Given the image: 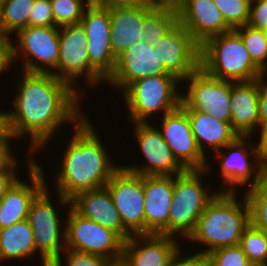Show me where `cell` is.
<instances>
[{
	"label": "cell",
	"mask_w": 267,
	"mask_h": 266,
	"mask_svg": "<svg viewBox=\"0 0 267 266\" xmlns=\"http://www.w3.org/2000/svg\"><path fill=\"white\" fill-rule=\"evenodd\" d=\"M264 34H265V37L267 39V29L263 30Z\"/></svg>",
	"instance_id": "obj_49"
},
{
	"label": "cell",
	"mask_w": 267,
	"mask_h": 266,
	"mask_svg": "<svg viewBox=\"0 0 267 266\" xmlns=\"http://www.w3.org/2000/svg\"><path fill=\"white\" fill-rule=\"evenodd\" d=\"M247 139L251 140L250 137L238 136L233 142L223 147V149L231 151L228 154H224V151L222 153V150L215 152L216 155H220L218 160L221 164V172L219 173L228 188L223 189L220 193H235L236 186L245 185V183L250 184L249 187L252 188L263 178L264 173L257 156L255 143L250 144ZM251 155H254L255 161L249 162L248 156ZM251 178L253 179L250 180Z\"/></svg>",
	"instance_id": "obj_15"
},
{
	"label": "cell",
	"mask_w": 267,
	"mask_h": 266,
	"mask_svg": "<svg viewBox=\"0 0 267 266\" xmlns=\"http://www.w3.org/2000/svg\"><path fill=\"white\" fill-rule=\"evenodd\" d=\"M162 117L158 129L177 161L185 169L208 168L206 154L197 145L187 113L179 106Z\"/></svg>",
	"instance_id": "obj_17"
},
{
	"label": "cell",
	"mask_w": 267,
	"mask_h": 266,
	"mask_svg": "<svg viewBox=\"0 0 267 266\" xmlns=\"http://www.w3.org/2000/svg\"><path fill=\"white\" fill-rule=\"evenodd\" d=\"M29 26L57 27L54 23L50 0H35L29 15Z\"/></svg>",
	"instance_id": "obj_37"
},
{
	"label": "cell",
	"mask_w": 267,
	"mask_h": 266,
	"mask_svg": "<svg viewBox=\"0 0 267 266\" xmlns=\"http://www.w3.org/2000/svg\"><path fill=\"white\" fill-rule=\"evenodd\" d=\"M90 122L84 116L73 126L75 132L61 157L62 168L56 174L55 190L62 207H70L71 200L81 192L104 187L120 167L110 160Z\"/></svg>",
	"instance_id": "obj_2"
},
{
	"label": "cell",
	"mask_w": 267,
	"mask_h": 266,
	"mask_svg": "<svg viewBox=\"0 0 267 266\" xmlns=\"http://www.w3.org/2000/svg\"><path fill=\"white\" fill-rule=\"evenodd\" d=\"M87 35V52L90 66L107 80L115 69V57L110 37L109 7L91 0L84 9L80 21Z\"/></svg>",
	"instance_id": "obj_13"
},
{
	"label": "cell",
	"mask_w": 267,
	"mask_h": 266,
	"mask_svg": "<svg viewBox=\"0 0 267 266\" xmlns=\"http://www.w3.org/2000/svg\"><path fill=\"white\" fill-rule=\"evenodd\" d=\"M59 58L55 76L73 88L85 76L87 84L97 86L105 80L90 66L87 35L81 23L59 27Z\"/></svg>",
	"instance_id": "obj_11"
},
{
	"label": "cell",
	"mask_w": 267,
	"mask_h": 266,
	"mask_svg": "<svg viewBox=\"0 0 267 266\" xmlns=\"http://www.w3.org/2000/svg\"><path fill=\"white\" fill-rule=\"evenodd\" d=\"M200 67L215 78L233 82L266 76L253 63L235 30L213 36L200 45Z\"/></svg>",
	"instance_id": "obj_4"
},
{
	"label": "cell",
	"mask_w": 267,
	"mask_h": 266,
	"mask_svg": "<svg viewBox=\"0 0 267 266\" xmlns=\"http://www.w3.org/2000/svg\"><path fill=\"white\" fill-rule=\"evenodd\" d=\"M71 207L82 217L117 232L124 240L132 235L123 227L106 186L79 193L71 200Z\"/></svg>",
	"instance_id": "obj_23"
},
{
	"label": "cell",
	"mask_w": 267,
	"mask_h": 266,
	"mask_svg": "<svg viewBox=\"0 0 267 266\" xmlns=\"http://www.w3.org/2000/svg\"><path fill=\"white\" fill-rule=\"evenodd\" d=\"M134 134L148 164L122 166L142 176H176L185 168L173 156L172 151L157 126L149 122H136Z\"/></svg>",
	"instance_id": "obj_14"
},
{
	"label": "cell",
	"mask_w": 267,
	"mask_h": 266,
	"mask_svg": "<svg viewBox=\"0 0 267 266\" xmlns=\"http://www.w3.org/2000/svg\"><path fill=\"white\" fill-rule=\"evenodd\" d=\"M178 245L174 236L132 235L124 241L119 266H167Z\"/></svg>",
	"instance_id": "obj_20"
},
{
	"label": "cell",
	"mask_w": 267,
	"mask_h": 266,
	"mask_svg": "<svg viewBox=\"0 0 267 266\" xmlns=\"http://www.w3.org/2000/svg\"><path fill=\"white\" fill-rule=\"evenodd\" d=\"M17 170L0 171V199L6 194L11 186L18 180Z\"/></svg>",
	"instance_id": "obj_44"
},
{
	"label": "cell",
	"mask_w": 267,
	"mask_h": 266,
	"mask_svg": "<svg viewBox=\"0 0 267 266\" xmlns=\"http://www.w3.org/2000/svg\"><path fill=\"white\" fill-rule=\"evenodd\" d=\"M10 147V141H0V171L16 170L20 166Z\"/></svg>",
	"instance_id": "obj_40"
},
{
	"label": "cell",
	"mask_w": 267,
	"mask_h": 266,
	"mask_svg": "<svg viewBox=\"0 0 267 266\" xmlns=\"http://www.w3.org/2000/svg\"><path fill=\"white\" fill-rule=\"evenodd\" d=\"M18 87L10 122L16 139L29 133L31 152L44 149L61 125H76L84 116L78 108L81 90L54 74L23 71Z\"/></svg>",
	"instance_id": "obj_1"
},
{
	"label": "cell",
	"mask_w": 267,
	"mask_h": 266,
	"mask_svg": "<svg viewBox=\"0 0 267 266\" xmlns=\"http://www.w3.org/2000/svg\"><path fill=\"white\" fill-rule=\"evenodd\" d=\"M243 203L236 199L235 193L219 192L206 206L187 238L208 246L198 253L206 256L212 250L240 244L244 231L251 225L250 207L245 195Z\"/></svg>",
	"instance_id": "obj_3"
},
{
	"label": "cell",
	"mask_w": 267,
	"mask_h": 266,
	"mask_svg": "<svg viewBox=\"0 0 267 266\" xmlns=\"http://www.w3.org/2000/svg\"><path fill=\"white\" fill-rule=\"evenodd\" d=\"M175 176H144L145 235H167Z\"/></svg>",
	"instance_id": "obj_21"
},
{
	"label": "cell",
	"mask_w": 267,
	"mask_h": 266,
	"mask_svg": "<svg viewBox=\"0 0 267 266\" xmlns=\"http://www.w3.org/2000/svg\"><path fill=\"white\" fill-rule=\"evenodd\" d=\"M162 74L168 73L160 63L159 48L139 40L117 57L115 69L106 82L123 92L137 80Z\"/></svg>",
	"instance_id": "obj_18"
},
{
	"label": "cell",
	"mask_w": 267,
	"mask_h": 266,
	"mask_svg": "<svg viewBox=\"0 0 267 266\" xmlns=\"http://www.w3.org/2000/svg\"><path fill=\"white\" fill-rule=\"evenodd\" d=\"M185 112L190 120L197 145L204 154V145L210 149L212 148L214 152H216L222 150L223 147L230 144L238 137L233 131L230 122L218 120L205 112Z\"/></svg>",
	"instance_id": "obj_26"
},
{
	"label": "cell",
	"mask_w": 267,
	"mask_h": 266,
	"mask_svg": "<svg viewBox=\"0 0 267 266\" xmlns=\"http://www.w3.org/2000/svg\"><path fill=\"white\" fill-rule=\"evenodd\" d=\"M213 2L232 30L248 23L251 0H213Z\"/></svg>",
	"instance_id": "obj_34"
},
{
	"label": "cell",
	"mask_w": 267,
	"mask_h": 266,
	"mask_svg": "<svg viewBox=\"0 0 267 266\" xmlns=\"http://www.w3.org/2000/svg\"><path fill=\"white\" fill-rule=\"evenodd\" d=\"M260 78L252 81H231V126L241 137H251L259 127L258 96ZM255 131V132H254Z\"/></svg>",
	"instance_id": "obj_24"
},
{
	"label": "cell",
	"mask_w": 267,
	"mask_h": 266,
	"mask_svg": "<svg viewBox=\"0 0 267 266\" xmlns=\"http://www.w3.org/2000/svg\"><path fill=\"white\" fill-rule=\"evenodd\" d=\"M178 82L174 76L162 74L131 83L123 91L131 123L149 122L147 118L157 112L164 115L177 109L181 103Z\"/></svg>",
	"instance_id": "obj_6"
},
{
	"label": "cell",
	"mask_w": 267,
	"mask_h": 266,
	"mask_svg": "<svg viewBox=\"0 0 267 266\" xmlns=\"http://www.w3.org/2000/svg\"><path fill=\"white\" fill-rule=\"evenodd\" d=\"M247 24L254 28L267 29V0H251Z\"/></svg>",
	"instance_id": "obj_38"
},
{
	"label": "cell",
	"mask_w": 267,
	"mask_h": 266,
	"mask_svg": "<svg viewBox=\"0 0 267 266\" xmlns=\"http://www.w3.org/2000/svg\"><path fill=\"white\" fill-rule=\"evenodd\" d=\"M250 263L267 265V235L250 225L239 244Z\"/></svg>",
	"instance_id": "obj_32"
},
{
	"label": "cell",
	"mask_w": 267,
	"mask_h": 266,
	"mask_svg": "<svg viewBox=\"0 0 267 266\" xmlns=\"http://www.w3.org/2000/svg\"><path fill=\"white\" fill-rule=\"evenodd\" d=\"M205 169H185L174 178V189L168 217V236L183 235L185 240L194 231L199 217L219 191L204 189L201 176Z\"/></svg>",
	"instance_id": "obj_5"
},
{
	"label": "cell",
	"mask_w": 267,
	"mask_h": 266,
	"mask_svg": "<svg viewBox=\"0 0 267 266\" xmlns=\"http://www.w3.org/2000/svg\"><path fill=\"white\" fill-rule=\"evenodd\" d=\"M183 2L184 0H145V7L178 11L183 5Z\"/></svg>",
	"instance_id": "obj_46"
},
{
	"label": "cell",
	"mask_w": 267,
	"mask_h": 266,
	"mask_svg": "<svg viewBox=\"0 0 267 266\" xmlns=\"http://www.w3.org/2000/svg\"><path fill=\"white\" fill-rule=\"evenodd\" d=\"M131 235H145L144 176L120 166L105 185Z\"/></svg>",
	"instance_id": "obj_12"
},
{
	"label": "cell",
	"mask_w": 267,
	"mask_h": 266,
	"mask_svg": "<svg viewBox=\"0 0 267 266\" xmlns=\"http://www.w3.org/2000/svg\"><path fill=\"white\" fill-rule=\"evenodd\" d=\"M179 249L175 255L171 258L167 266H207L206 256L201 253L193 255H183Z\"/></svg>",
	"instance_id": "obj_39"
},
{
	"label": "cell",
	"mask_w": 267,
	"mask_h": 266,
	"mask_svg": "<svg viewBox=\"0 0 267 266\" xmlns=\"http://www.w3.org/2000/svg\"><path fill=\"white\" fill-rule=\"evenodd\" d=\"M29 157L27 168L31 184L18 179L0 199V229L27 219L31 201L47 186L44 169L33 157Z\"/></svg>",
	"instance_id": "obj_19"
},
{
	"label": "cell",
	"mask_w": 267,
	"mask_h": 266,
	"mask_svg": "<svg viewBox=\"0 0 267 266\" xmlns=\"http://www.w3.org/2000/svg\"><path fill=\"white\" fill-rule=\"evenodd\" d=\"M64 252L66 266H114L109 260L99 255L81 253L70 249H65ZM62 258V255L59 256L50 266H64Z\"/></svg>",
	"instance_id": "obj_36"
},
{
	"label": "cell",
	"mask_w": 267,
	"mask_h": 266,
	"mask_svg": "<svg viewBox=\"0 0 267 266\" xmlns=\"http://www.w3.org/2000/svg\"><path fill=\"white\" fill-rule=\"evenodd\" d=\"M249 266H267L266 264H254V263H251Z\"/></svg>",
	"instance_id": "obj_48"
},
{
	"label": "cell",
	"mask_w": 267,
	"mask_h": 266,
	"mask_svg": "<svg viewBox=\"0 0 267 266\" xmlns=\"http://www.w3.org/2000/svg\"><path fill=\"white\" fill-rule=\"evenodd\" d=\"M255 146L262 171L267 175V127L260 129V140Z\"/></svg>",
	"instance_id": "obj_43"
},
{
	"label": "cell",
	"mask_w": 267,
	"mask_h": 266,
	"mask_svg": "<svg viewBox=\"0 0 267 266\" xmlns=\"http://www.w3.org/2000/svg\"><path fill=\"white\" fill-rule=\"evenodd\" d=\"M156 48L161 65L180 83L200 67V45L179 22L159 40Z\"/></svg>",
	"instance_id": "obj_16"
},
{
	"label": "cell",
	"mask_w": 267,
	"mask_h": 266,
	"mask_svg": "<svg viewBox=\"0 0 267 266\" xmlns=\"http://www.w3.org/2000/svg\"><path fill=\"white\" fill-rule=\"evenodd\" d=\"M184 81H189L187 93H181L180 107L184 111L205 112L231 123V81L215 78L201 67Z\"/></svg>",
	"instance_id": "obj_10"
},
{
	"label": "cell",
	"mask_w": 267,
	"mask_h": 266,
	"mask_svg": "<svg viewBox=\"0 0 267 266\" xmlns=\"http://www.w3.org/2000/svg\"><path fill=\"white\" fill-rule=\"evenodd\" d=\"M244 42L253 63L267 74V39L262 29L246 24L234 29Z\"/></svg>",
	"instance_id": "obj_30"
},
{
	"label": "cell",
	"mask_w": 267,
	"mask_h": 266,
	"mask_svg": "<svg viewBox=\"0 0 267 266\" xmlns=\"http://www.w3.org/2000/svg\"><path fill=\"white\" fill-rule=\"evenodd\" d=\"M244 195L250 207L251 225L267 235V175Z\"/></svg>",
	"instance_id": "obj_31"
},
{
	"label": "cell",
	"mask_w": 267,
	"mask_h": 266,
	"mask_svg": "<svg viewBox=\"0 0 267 266\" xmlns=\"http://www.w3.org/2000/svg\"><path fill=\"white\" fill-rule=\"evenodd\" d=\"M95 1L108 7L112 6L145 7V0H95Z\"/></svg>",
	"instance_id": "obj_47"
},
{
	"label": "cell",
	"mask_w": 267,
	"mask_h": 266,
	"mask_svg": "<svg viewBox=\"0 0 267 266\" xmlns=\"http://www.w3.org/2000/svg\"><path fill=\"white\" fill-rule=\"evenodd\" d=\"M35 0H2L0 16V36L10 38L9 34L29 26V15Z\"/></svg>",
	"instance_id": "obj_28"
},
{
	"label": "cell",
	"mask_w": 267,
	"mask_h": 266,
	"mask_svg": "<svg viewBox=\"0 0 267 266\" xmlns=\"http://www.w3.org/2000/svg\"><path fill=\"white\" fill-rule=\"evenodd\" d=\"M152 7H109L111 21V47L117 58L146 35L142 30L145 17L153 10Z\"/></svg>",
	"instance_id": "obj_25"
},
{
	"label": "cell",
	"mask_w": 267,
	"mask_h": 266,
	"mask_svg": "<svg viewBox=\"0 0 267 266\" xmlns=\"http://www.w3.org/2000/svg\"><path fill=\"white\" fill-rule=\"evenodd\" d=\"M207 266H249L247 256L240 245L222 247L206 255Z\"/></svg>",
	"instance_id": "obj_35"
},
{
	"label": "cell",
	"mask_w": 267,
	"mask_h": 266,
	"mask_svg": "<svg viewBox=\"0 0 267 266\" xmlns=\"http://www.w3.org/2000/svg\"><path fill=\"white\" fill-rule=\"evenodd\" d=\"M178 23V13L172 9H153L144 19L142 30L146 43L156 48L163 38Z\"/></svg>",
	"instance_id": "obj_29"
},
{
	"label": "cell",
	"mask_w": 267,
	"mask_h": 266,
	"mask_svg": "<svg viewBox=\"0 0 267 266\" xmlns=\"http://www.w3.org/2000/svg\"><path fill=\"white\" fill-rule=\"evenodd\" d=\"M11 38L0 36V74L12 65Z\"/></svg>",
	"instance_id": "obj_42"
},
{
	"label": "cell",
	"mask_w": 267,
	"mask_h": 266,
	"mask_svg": "<svg viewBox=\"0 0 267 266\" xmlns=\"http://www.w3.org/2000/svg\"><path fill=\"white\" fill-rule=\"evenodd\" d=\"M1 1H2V0H0V16H1Z\"/></svg>",
	"instance_id": "obj_50"
},
{
	"label": "cell",
	"mask_w": 267,
	"mask_h": 266,
	"mask_svg": "<svg viewBox=\"0 0 267 266\" xmlns=\"http://www.w3.org/2000/svg\"><path fill=\"white\" fill-rule=\"evenodd\" d=\"M36 252L35 238L28 219L0 229V263L10 259H31Z\"/></svg>",
	"instance_id": "obj_27"
},
{
	"label": "cell",
	"mask_w": 267,
	"mask_h": 266,
	"mask_svg": "<svg viewBox=\"0 0 267 266\" xmlns=\"http://www.w3.org/2000/svg\"><path fill=\"white\" fill-rule=\"evenodd\" d=\"M69 209L65 226L66 249L99 255L119 266L125 240L114 230L82 217L71 206Z\"/></svg>",
	"instance_id": "obj_7"
},
{
	"label": "cell",
	"mask_w": 267,
	"mask_h": 266,
	"mask_svg": "<svg viewBox=\"0 0 267 266\" xmlns=\"http://www.w3.org/2000/svg\"><path fill=\"white\" fill-rule=\"evenodd\" d=\"M15 34L18 45L11 42L12 62L23 55L21 71L55 75L60 52L59 27L27 26Z\"/></svg>",
	"instance_id": "obj_8"
},
{
	"label": "cell",
	"mask_w": 267,
	"mask_h": 266,
	"mask_svg": "<svg viewBox=\"0 0 267 266\" xmlns=\"http://www.w3.org/2000/svg\"><path fill=\"white\" fill-rule=\"evenodd\" d=\"M91 0H50L55 26L62 27L80 23L85 6Z\"/></svg>",
	"instance_id": "obj_33"
},
{
	"label": "cell",
	"mask_w": 267,
	"mask_h": 266,
	"mask_svg": "<svg viewBox=\"0 0 267 266\" xmlns=\"http://www.w3.org/2000/svg\"><path fill=\"white\" fill-rule=\"evenodd\" d=\"M47 191L45 186L31 201L27 218L42 266H50L66 249V229L61 227L59 212L54 209Z\"/></svg>",
	"instance_id": "obj_9"
},
{
	"label": "cell",
	"mask_w": 267,
	"mask_h": 266,
	"mask_svg": "<svg viewBox=\"0 0 267 266\" xmlns=\"http://www.w3.org/2000/svg\"><path fill=\"white\" fill-rule=\"evenodd\" d=\"M259 105V129L267 127V81L260 77V88L258 96Z\"/></svg>",
	"instance_id": "obj_41"
},
{
	"label": "cell",
	"mask_w": 267,
	"mask_h": 266,
	"mask_svg": "<svg viewBox=\"0 0 267 266\" xmlns=\"http://www.w3.org/2000/svg\"><path fill=\"white\" fill-rule=\"evenodd\" d=\"M178 22L202 45L207 39L231 31L213 0H184Z\"/></svg>",
	"instance_id": "obj_22"
},
{
	"label": "cell",
	"mask_w": 267,
	"mask_h": 266,
	"mask_svg": "<svg viewBox=\"0 0 267 266\" xmlns=\"http://www.w3.org/2000/svg\"><path fill=\"white\" fill-rule=\"evenodd\" d=\"M15 138L10 122V112H0V141H11L10 139Z\"/></svg>",
	"instance_id": "obj_45"
}]
</instances>
